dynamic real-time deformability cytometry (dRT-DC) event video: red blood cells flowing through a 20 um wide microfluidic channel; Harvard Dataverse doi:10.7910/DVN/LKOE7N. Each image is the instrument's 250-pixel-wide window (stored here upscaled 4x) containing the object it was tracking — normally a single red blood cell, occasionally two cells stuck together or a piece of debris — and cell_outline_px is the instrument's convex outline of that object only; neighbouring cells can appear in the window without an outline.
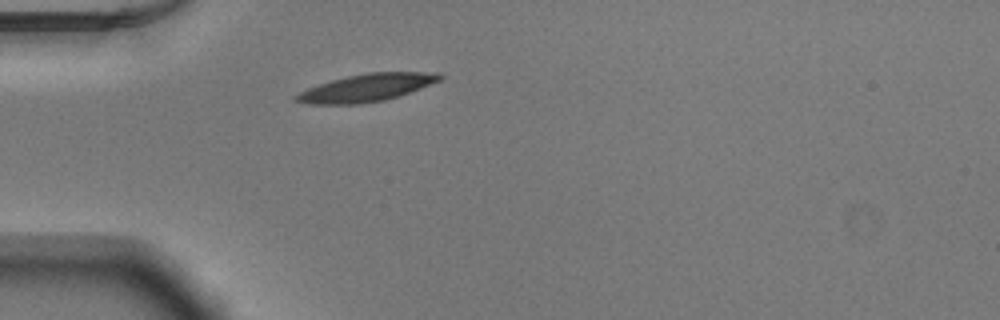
{"species": "Egyptian fruit bat (a non-hibernating species)", "species_latin": "Rousettus aegyptiacus", "temperature_condition": "warm", "stored_images_in_passage": 33, "camera_frame_rate_fps": 3000, "um_per_image_px": 0.085, "animal": {"sex": "male"}, "frame": {"image": 1, "passage_image": 1, "time_ms": 0.0, "image_size_px": [1000, 320], "cell_outline_px": [[444, 76], [440, 80], [400, 96], [384, 100], [356, 104], [308, 104], [292, 100], [300, 92], [308, 88], [332, 80], [348, 76], [368, 72], [440, 72]], "centroid_in_image_um": [31.18, 7.45], "position_along_channel_um": 53.8, "area_um2": 22.89}}
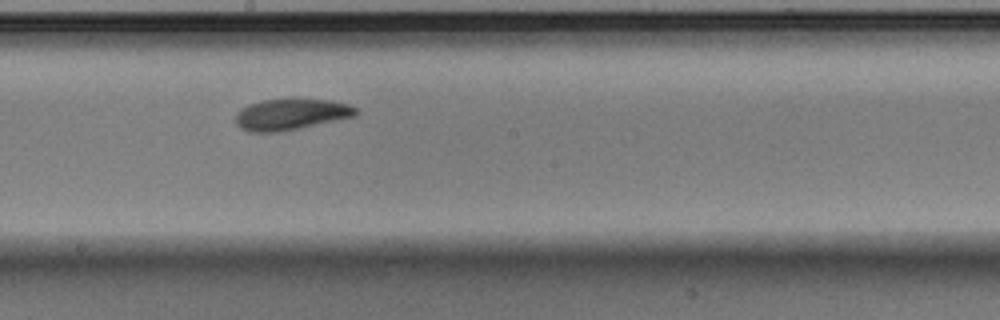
{"frame": {"image": 2, "passage_image": 15, "time_ms": 4.667, "image_size_px": [1000, 320], "cell_outline_px": [[356, 116], [280, 132], [248, 132], [240, 128], [236, 124], [236, 112], [240, 108], [248, 104], [260, 100], [332, 100], [348, 104], [356, 108]], "centroid_in_image_um": [24.67, 9.73], "position_along_channel_um": 223.5, "area_um2": 21.68}}
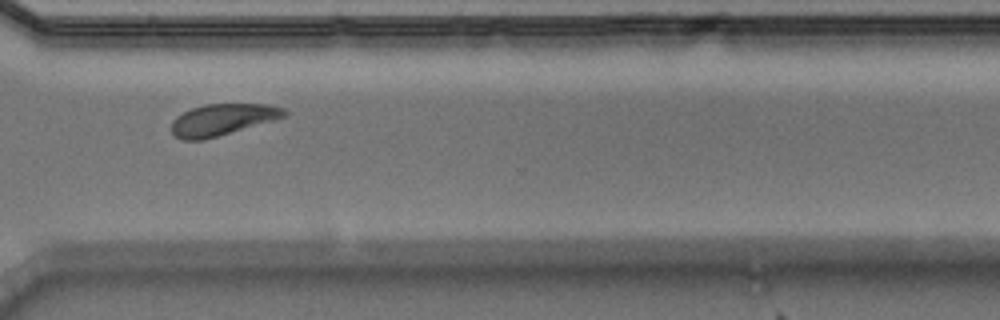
{"frame": {"image": 3, "passage_image": 25, "time_ms": 8.0, "image_size_px": [1000, 320], "cell_outline_px": [[288, 116], [276, 120], [204, 140], [184, 140], [176, 136], [172, 132], [172, 120], [176, 116], [192, 108], [204, 104], [268, 104], [284, 108], [288, 112]], "centroid_in_image_um": [18.95, 10.16], "position_along_channel_um": 351.6, "area_um2": 20.87}, "authors_computed_cell_mechanics": {"area_um2": 21.8484, "velocity_mm_per_s": 3.8477, "shape_relaxation_time_tau1_ms": 3.3622, "shape_relaxation_time_tau2_ms": 3.7059, "deformation_change_tau1": 0.134, "deformation_change_tau2": 0.1078}}